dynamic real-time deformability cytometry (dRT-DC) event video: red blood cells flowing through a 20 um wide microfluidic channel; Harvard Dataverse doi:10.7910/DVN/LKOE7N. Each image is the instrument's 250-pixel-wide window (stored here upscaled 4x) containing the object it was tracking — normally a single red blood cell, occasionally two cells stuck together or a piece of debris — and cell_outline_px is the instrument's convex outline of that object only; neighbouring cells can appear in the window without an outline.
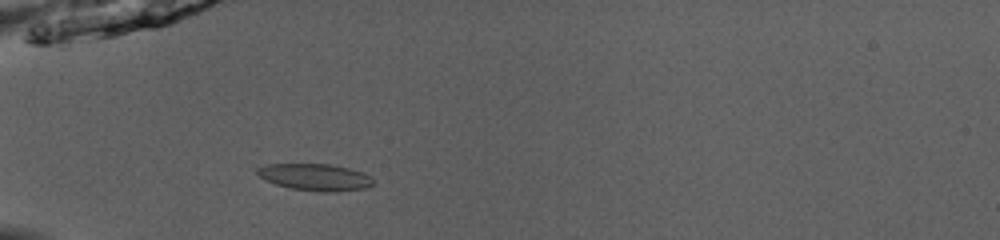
{"species": "common noctule bat (a hibernating species)", "species_latin": "Nyctalus noctula", "temperature_condition": "room temperature", "stored_images_in_passage": 51, "camera_frame_rate_fps": 3000, "um_per_image_px": 0.085, "animal": {"sex": "male", "body_mass_g": 13.0, "forearm_length_mm": 53.1}, "frame": {"image": 1, "passage_image": 18, "time_ms": 5.667, "image_size_px": [1000, 240], "cell_outline_px": [[372, 184], [364, 188], [332, 192], [320, 192], [292, 188], [276, 184], [260, 176], [256, 172], [256, 168], [268, 164], [328, 164], [348, 168], [360, 172], [368, 176], [372, 180]], "centroid_in_image_um": [26.75, 15.05], "position_along_channel_um": 58.3, "area_um2": 17.69}}
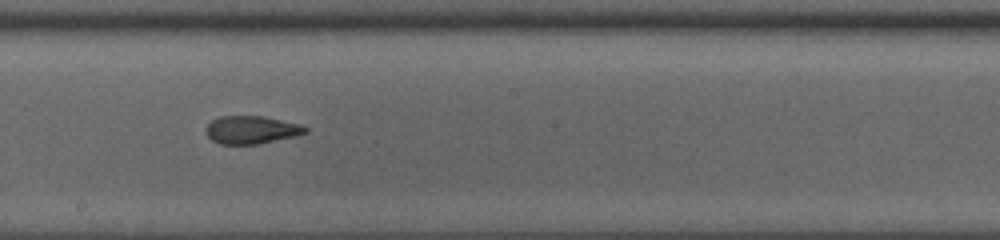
{"frame": {"image": 2, "passage_image": 31, "time_ms": 10.0, "image_size_px": [1000, 240], "cell_outline_px": [[308, 132], [296, 136], [260, 144], [220, 144], [212, 140], [208, 136], [204, 128], [212, 120], [220, 116], [264, 116], [300, 124], [308, 128]], "centroid_in_image_um": [21.38, 11.04], "position_along_channel_um": 226.8, "area_um2": 16.3}}
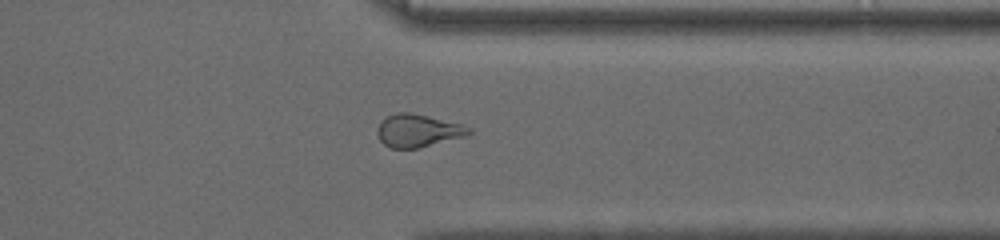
{"frame": {"image": 3, "passage_image": 42, "time_ms": 13.667, "image_size_px": [1000, 240], "cell_outline_px": [[472, 132], [464, 136], [416, 148], [388, 148], [380, 140], [376, 132], [376, 128], [380, 120], [396, 112], [408, 112], [428, 116], [460, 124], [472, 128]], "centroid_in_image_um": [35.46, 11.09], "position_along_channel_um": 375.9, "area_um2": 17.34}, "authors_computed_cell_mechanics": {"area_um2": 17.7446, "velocity_mm_per_s": 4.0753, "shape_relaxation_time_tau1_ms": null, "shape_relaxation_time_tau2_ms": 1.3658, "deformation_change_tau1": null, "deformation_change_tau2": 0.0773}}